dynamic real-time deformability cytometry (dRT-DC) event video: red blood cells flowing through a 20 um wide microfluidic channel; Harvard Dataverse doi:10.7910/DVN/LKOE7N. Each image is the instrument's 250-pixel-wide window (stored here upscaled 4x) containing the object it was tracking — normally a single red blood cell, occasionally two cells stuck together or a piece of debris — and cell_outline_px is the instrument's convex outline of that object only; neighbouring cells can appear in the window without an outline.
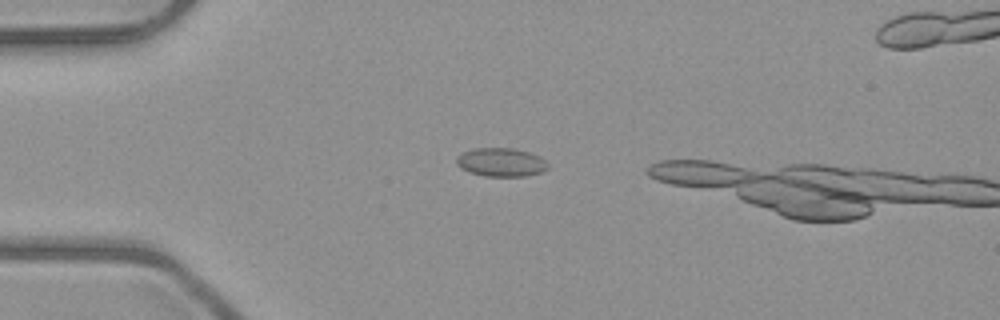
{"species": "common noctule bat (a hibernating species)", "species_latin": "Nyctalus noctula", "temperature_condition": "room temperature", "stored_images_in_passage": 2, "camera_frame_rate_fps": 3000, "um_per_image_px": 0.085, "animal": {"sex": "male", "body_mass_g": 23.1, "forearm_length_mm": 52.7}, "frame": {"image": 1, "passage_image": 1, "time_ms": 0.0, "image_size_px": [1000, 320], "cell_outline_px": [[548, 168], [540, 172], [524, 176], [484, 176], [468, 172], [460, 168], [456, 164], [456, 156], [460, 152], [476, 148], [512, 148], [528, 152], [540, 156], [548, 164]], "centroid_in_image_um": [42.53, 13.79], "position_along_channel_um": 42.5, "area_um2": 15.32}}